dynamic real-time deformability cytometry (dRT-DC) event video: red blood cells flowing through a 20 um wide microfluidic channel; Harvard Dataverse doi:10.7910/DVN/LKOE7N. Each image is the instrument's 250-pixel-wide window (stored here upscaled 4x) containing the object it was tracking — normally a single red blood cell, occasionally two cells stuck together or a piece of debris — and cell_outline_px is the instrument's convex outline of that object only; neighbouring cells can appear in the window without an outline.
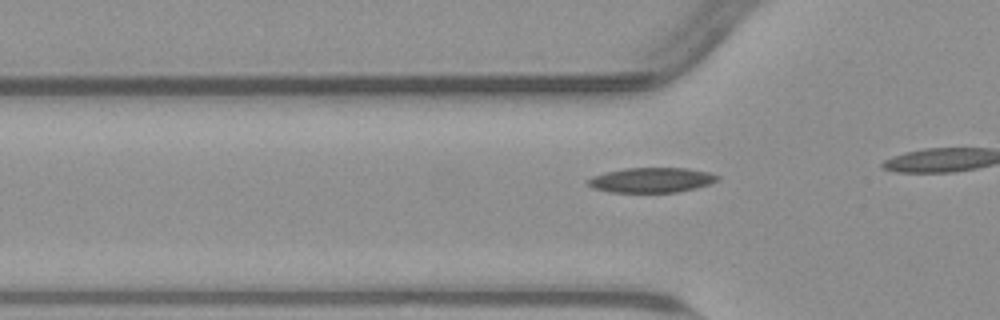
{"species": "common noctule bat (a hibernating species)", "species_latin": "Nyctalus noctula", "temperature_condition": "warm", "stored_images_in_passage": 9, "camera_frame_rate_fps": 3000, "um_per_image_px": 0.085, "animal": {"sex": "male", "body_mass_g": 23.1, "forearm_length_mm": 52.7}, "frame": {"image": 1, "passage_image": 4, "time_ms": 1.0, "image_size_px": [1000, 320], "cell_outline_px": [[720, 176], [716, 180], [708, 184], [696, 188], [676, 192], [608, 192], [592, 188], [588, 184], [588, 180], [592, 176], [604, 172], [624, 168], [688, 168], [708, 172]], "centroid_in_image_um": [55.34, 15.3], "position_along_channel_um": 70.5, "area_um2": 18.79}}
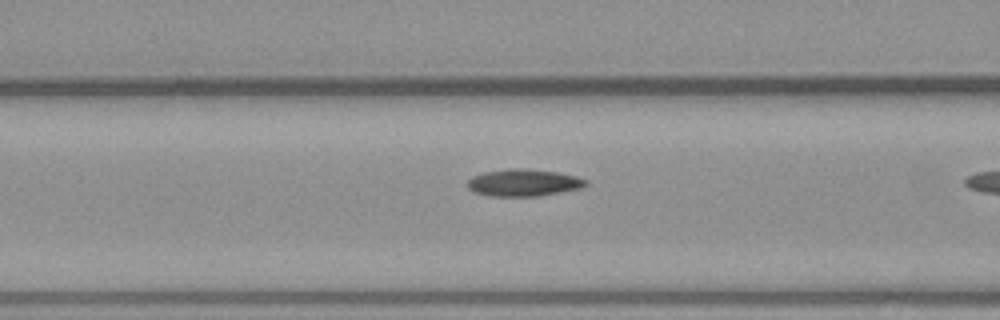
{"frame": {"image": 2, "passage_image": 8, "time_ms": 2.333, "image_size_px": [1000, 320], "cell_outline_px": [[588, 184], [580, 188], [540, 196], [488, 196], [472, 192], [468, 188], [468, 180], [472, 176], [484, 172], [512, 168], [520, 168], [556, 172], [576, 176], [588, 180]], "centroid_in_image_um": [44.48, 15.53], "position_along_channel_um": 122.1, "area_um2": 18.67}}